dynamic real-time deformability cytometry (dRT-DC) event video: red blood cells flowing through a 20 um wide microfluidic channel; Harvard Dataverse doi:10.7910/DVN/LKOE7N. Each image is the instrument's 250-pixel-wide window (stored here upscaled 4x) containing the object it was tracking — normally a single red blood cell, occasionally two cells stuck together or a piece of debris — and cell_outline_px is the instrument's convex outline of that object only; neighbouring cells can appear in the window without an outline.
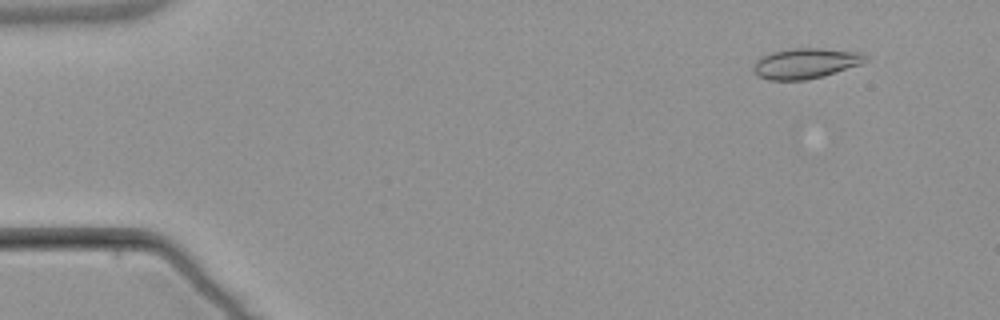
{"species": "common noctule bat (a hibernating species)", "species_latin": "Nyctalus noctula", "temperature_condition": "warm", "stored_images_in_passage": 5, "camera_frame_rate_fps": 3000, "um_per_image_px": 0.085, "animal": {"sex": "male", "body_mass_g": 21.5, "forearm_length_mm": 52.0}, "frame": {"image": 1, "passage_image": 2, "time_ms": 1.0, "image_size_px": [1000, 320], "cell_outline_px": [[868, 60], [860, 64], [824, 76], [804, 80], [768, 80], [756, 76], [752, 72], [752, 68], [756, 60], [772, 52], [792, 48], [820, 48], [860, 52], [868, 56]], "centroid_in_image_um": [68.45, 5.39], "position_along_channel_um": 16.6, "area_um2": 19.94}}
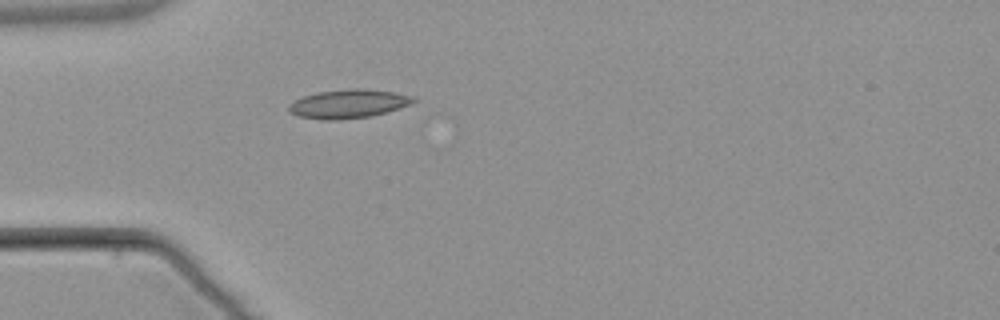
{"frame": {"image": 2, "passage_image": 5, "time_ms": 4.667, "image_size_px": [1000, 320], "cell_outline_px": [[416, 100], [412, 104], [372, 116], [336, 120], [324, 120], [300, 116], [288, 112], [288, 104], [304, 96], [316, 92], [348, 88], [360, 88], [392, 92], [412, 96]], "centroid_in_image_um": [29.59, 8.82], "position_along_channel_um": 55.4, "area_um2": 20.81}}